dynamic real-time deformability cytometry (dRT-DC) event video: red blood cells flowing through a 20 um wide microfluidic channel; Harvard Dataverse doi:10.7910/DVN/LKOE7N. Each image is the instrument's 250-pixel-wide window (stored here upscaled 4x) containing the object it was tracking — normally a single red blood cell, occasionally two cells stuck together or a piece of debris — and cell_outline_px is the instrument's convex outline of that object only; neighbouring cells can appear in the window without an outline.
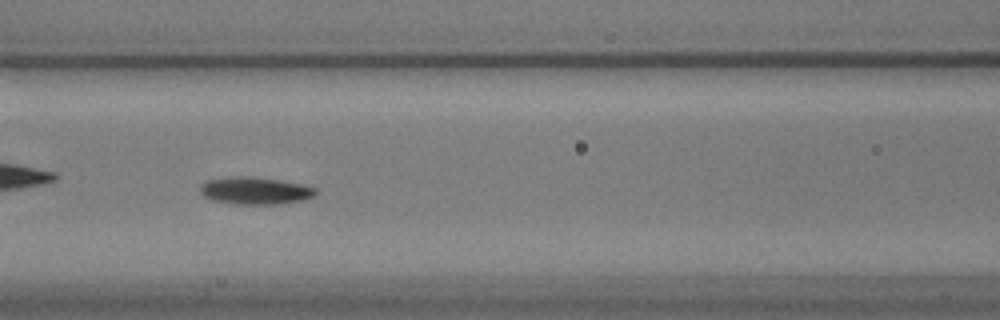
{"species": "common noctule bat (a hibernating species)", "species_latin": "Nyctalus noctula", "temperature_condition": "warm", "stored_images_in_passage": 57, "segment_of_instrument_passage": [1, 2], "camera_frame_rate_fps": 3000, "um_per_image_px": 0.085, "animal": {"sex": "male", "body_mass_g": 17.9}, "frame": {"image": 1, "passage_image": 23, "time_ms": 7.333, "image_size_px": [1000, 320], "cell_outline_px": [[316, 196], [304, 200], [284, 204], [232, 204], [212, 200], [204, 196], [200, 192], [200, 184], [208, 180], [236, 176], [244, 176], [276, 180], [300, 184], [316, 188]], "centroid_in_image_um": [21.69, 16.23], "position_along_channel_um": 144.9, "area_um2": 18.32}}
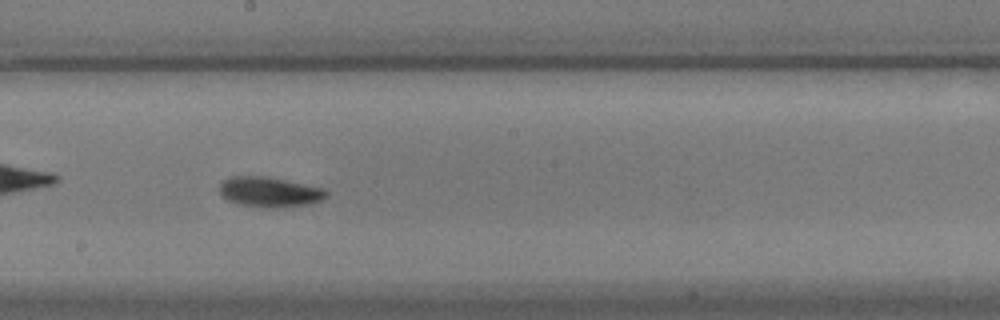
{"frame": {"image": 2, "passage_image": 30, "time_ms": 9.667, "image_size_px": [1000, 320], "cell_outline_px": [[328, 196], [312, 204], [276, 208], [272, 208], [236, 204], [228, 200], [220, 192], [220, 184], [228, 176], [264, 176], [324, 188], [328, 192]], "centroid_in_image_um": [22.92, 16.32], "position_along_channel_um": 225.3, "area_um2": 18.73}}
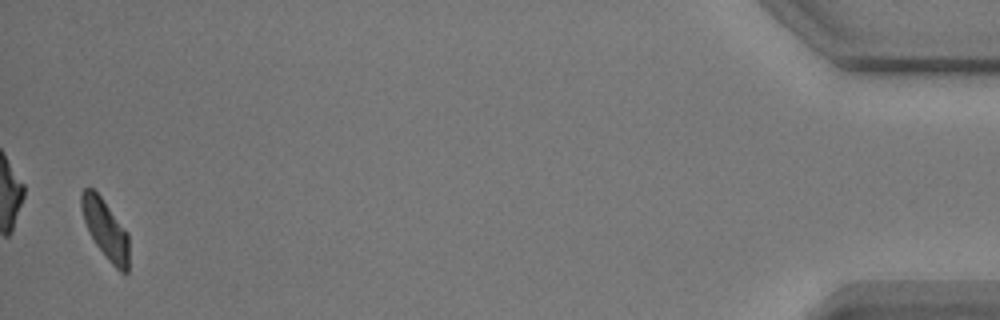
{"frame": {"image": 3, "passage_image": 55, "time_ms": 18.0, "image_size_px": [1000, 320], "cell_outline_px": [[128, 272], [120, 272], [112, 264], [96, 244], [88, 232], [80, 208], [80, 192], [84, 188], [92, 188], [100, 196], [128, 232]], "centroid_in_image_um": [8.94, 19.45], "position_along_channel_um": 426.3, "area_um2": 16.3}}